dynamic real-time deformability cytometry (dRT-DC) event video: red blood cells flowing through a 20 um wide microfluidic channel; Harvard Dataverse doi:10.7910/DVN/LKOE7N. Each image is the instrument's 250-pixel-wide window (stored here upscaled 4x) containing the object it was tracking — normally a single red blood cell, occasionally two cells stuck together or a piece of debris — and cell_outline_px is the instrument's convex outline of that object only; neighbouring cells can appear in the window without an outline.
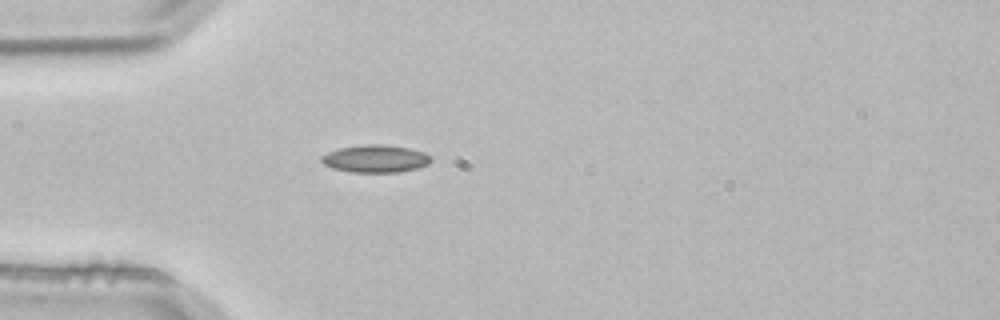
{"species": "common noctule bat (a hibernating species)", "species_latin": "Nyctalus noctula", "temperature_condition": "room temperature", "stored_images_in_passage": 2, "camera_frame_rate_fps": 3000, "um_per_image_px": 0.085, "animal": {"sex": "male", "body_mass_g": 21.5, "forearm_length_mm": 52.0}, "frame": {"image": 1, "passage_image": 2, "time_ms": 0.333, "image_size_px": [1000, 320], "cell_outline_px": [[432, 160], [428, 164], [416, 168], [400, 172], [352, 172], [332, 168], [324, 164], [320, 160], [320, 156], [328, 152], [340, 148], [368, 144], [380, 144], [408, 148], [424, 152], [432, 156]], "centroid_in_image_um": [31.92, 13.49], "position_along_channel_um": 53.1, "area_um2": 17.51}}